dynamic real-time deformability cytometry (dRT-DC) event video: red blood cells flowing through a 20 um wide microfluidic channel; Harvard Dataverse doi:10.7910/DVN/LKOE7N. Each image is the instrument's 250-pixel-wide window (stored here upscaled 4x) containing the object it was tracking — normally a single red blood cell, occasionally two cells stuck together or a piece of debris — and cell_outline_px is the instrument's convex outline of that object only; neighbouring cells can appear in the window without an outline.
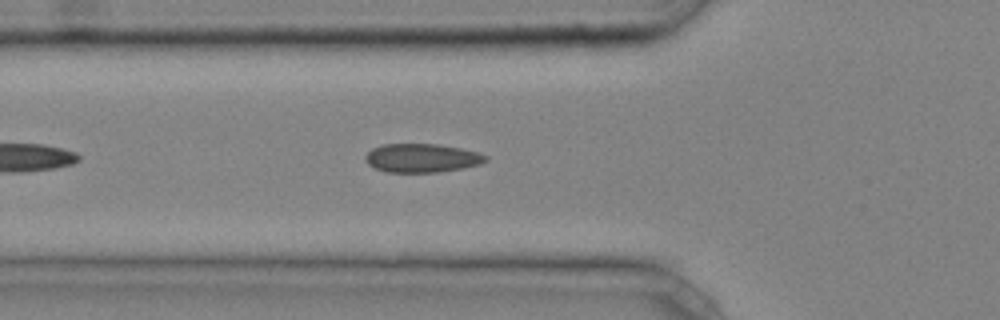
{"species": "common noctule bat (a hibernating species)", "species_latin": "Nyctalus noctula", "temperature_condition": "cold", "stored_images_in_passage": 34, "camera_frame_rate_fps": 3000, "um_per_image_px": 0.085, "animal": {"sex": "male", "body_mass_g": 20.4}, "frame": {"image": 1, "passage_image": 6, "time_ms": 1.667, "image_size_px": [1000, 320], "cell_outline_px": [[488, 160], [480, 164], [464, 168], [440, 172], [384, 172], [368, 164], [364, 160], [364, 156], [372, 148], [384, 144], [436, 144], [460, 148], [480, 152], [488, 156]], "centroid_in_image_um": [35.87, 13.43], "position_along_channel_um": 89.9, "area_um2": 20.29}, "authors_computed_cell_mechanics": {"area_um2": 19.652, "velocity_mm_per_s": 4.2484, "shape_relaxation_time_tau1_ms": 6.4038, "shape_relaxation_time_tau2_ms": 2.6951, "deformation_change_tau1": 0.1213, "deformation_change_tau2": 0.0755}}